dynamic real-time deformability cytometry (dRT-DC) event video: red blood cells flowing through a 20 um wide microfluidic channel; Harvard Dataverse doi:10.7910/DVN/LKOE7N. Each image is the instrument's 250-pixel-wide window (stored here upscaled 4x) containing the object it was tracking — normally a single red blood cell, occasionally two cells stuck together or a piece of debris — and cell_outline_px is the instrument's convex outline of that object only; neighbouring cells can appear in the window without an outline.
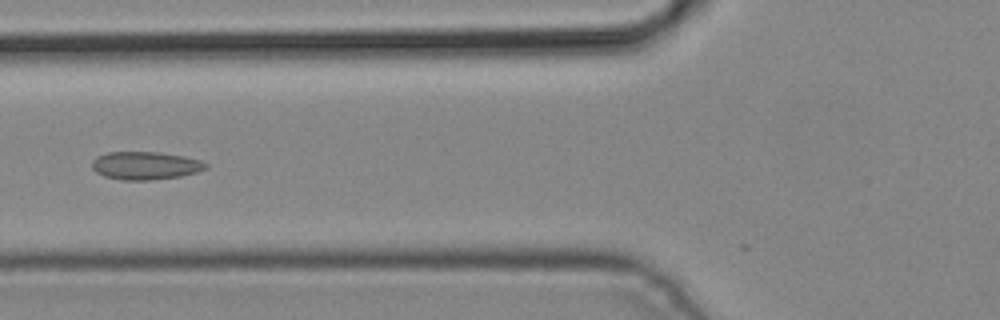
{"species": "common noctule bat (a hibernating species)", "species_latin": "Nyctalus noctula", "temperature_condition": "cold", "stored_images_in_passage": 5, "camera_frame_rate_fps": 3000, "um_per_image_px": 0.085, "animal": {"sex": "male", "body_mass_g": 19.2, "forearm_length_mm": 51.8}, "frame": {"image": 1, "passage_image": 4, "time_ms": 1.0, "image_size_px": [1000, 320], "cell_outline_px": [[208, 168], [196, 172], [180, 176], [148, 180], [120, 180], [104, 176], [96, 172], [92, 168], [92, 160], [108, 152], [160, 152], [184, 156], [200, 160], [208, 164]], "centroid_in_image_um": [12.36, 14.07], "position_along_channel_um": 113.4, "area_um2": 18.5}}
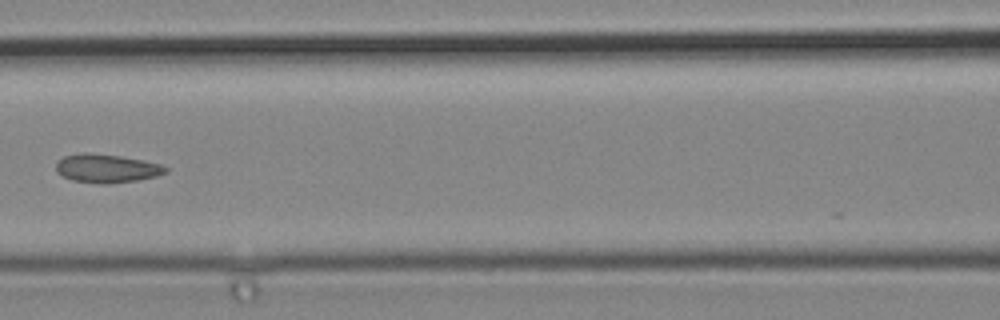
{"frame": {"image": 2, "passage_image": 5, "time_ms": 1.333, "image_size_px": [1000, 320], "cell_outline_px": [[168, 172], [156, 176], [140, 180], [104, 184], [100, 184], [72, 180], [56, 172], [56, 164], [64, 156], [80, 152], [84, 152], [120, 156], [144, 160], [160, 164], [168, 168]], "centroid_in_image_um": [9.08, 14.31], "position_along_channel_um": 157.5, "area_um2": 18.26}}